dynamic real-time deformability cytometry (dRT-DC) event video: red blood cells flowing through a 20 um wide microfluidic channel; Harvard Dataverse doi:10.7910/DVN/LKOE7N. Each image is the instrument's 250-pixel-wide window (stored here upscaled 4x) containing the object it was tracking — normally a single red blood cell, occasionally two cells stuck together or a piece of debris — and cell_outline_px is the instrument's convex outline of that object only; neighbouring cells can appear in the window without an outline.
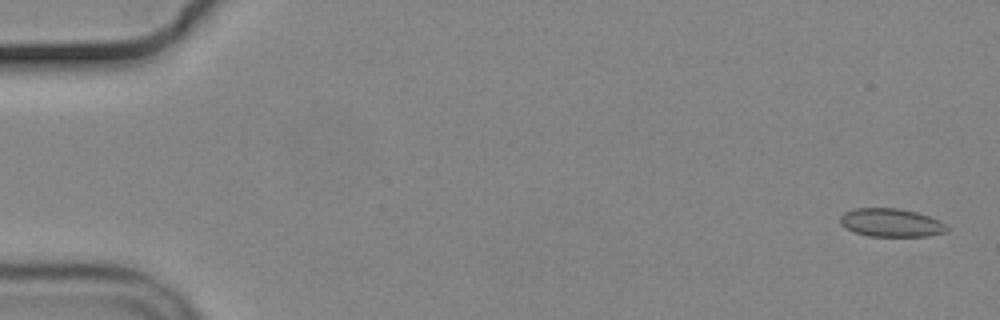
{"species": "common noctule bat (a hibernating species)", "species_latin": "Nyctalus noctula", "temperature_condition": "cold", "stored_images_in_passage": 16, "camera_frame_rate_fps": 3000, "um_per_image_px": 0.085, "animal": {"sex": "male", "body_mass_g": 19.2, "forearm_length_mm": 51.8}, "frame": {"image": 1, "passage_image": 2, "time_ms": 0.333, "image_size_px": [1000, 320], "cell_outline_px": [[948, 232], [928, 236], [868, 236], [856, 232], [840, 224], [840, 216], [844, 212], [856, 208], [896, 208], [916, 212], [940, 220], [948, 224]], "centroid_in_image_um": [75.79, 18.93], "position_along_channel_um": 9.2, "area_um2": 17.63}}
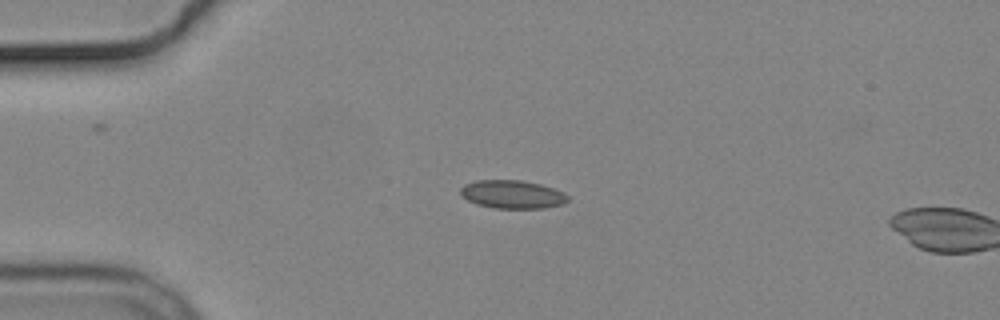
{"frame": {"image": 2, "passage_image": 14, "time_ms": 4.333, "image_size_px": [1000, 320], "cell_outline_px": [[568, 200], [564, 204], [544, 208], [496, 208], [476, 204], [460, 196], [460, 188], [464, 184], [476, 180], [520, 180], [540, 184], [564, 192], [568, 196]], "centroid_in_image_um": [43.53, 16.52], "position_along_channel_um": 41.5, "area_um2": 17.74}}